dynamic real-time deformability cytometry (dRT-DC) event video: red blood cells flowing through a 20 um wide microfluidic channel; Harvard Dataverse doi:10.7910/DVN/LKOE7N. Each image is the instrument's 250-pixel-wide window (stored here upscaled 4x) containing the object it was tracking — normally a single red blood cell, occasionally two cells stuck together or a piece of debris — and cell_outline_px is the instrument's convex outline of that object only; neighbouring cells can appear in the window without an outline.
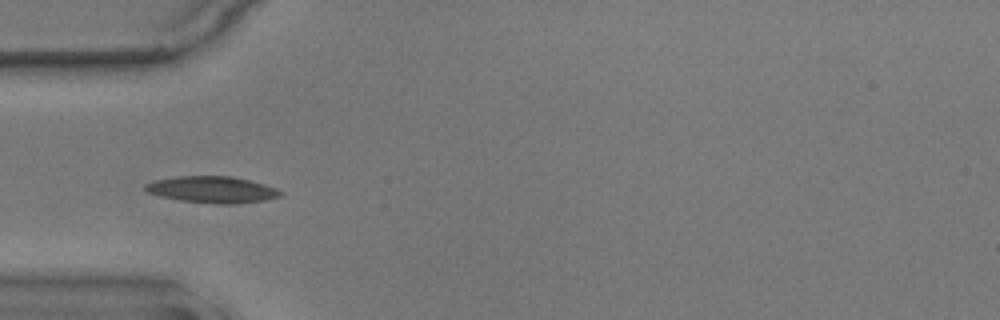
{"species": "common noctule bat (a hibernating species)", "species_latin": "Nyctalus noctula", "temperature_condition": "warm", "stored_images_in_passage": 11, "camera_frame_rate_fps": 3000, "um_per_image_px": 0.085, "animal": {"sex": "male", "body_mass_g": 17.9}, "frame": {"image": 1, "passage_image": 4, "time_ms": 1.0, "image_size_px": [1000, 320], "cell_outline_px": [[284, 192], [280, 196], [264, 200], [232, 204], [216, 204], [180, 200], [160, 196], [148, 192], [144, 188], [144, 184], [152, 180], [176, 176], [228, 176], [248, 180], [264, 184], [276, 188]], "centroid_in_image_um": [18.0, 16.11], "position_along_channel_um": 67.0, "area_um2": 20.87}}